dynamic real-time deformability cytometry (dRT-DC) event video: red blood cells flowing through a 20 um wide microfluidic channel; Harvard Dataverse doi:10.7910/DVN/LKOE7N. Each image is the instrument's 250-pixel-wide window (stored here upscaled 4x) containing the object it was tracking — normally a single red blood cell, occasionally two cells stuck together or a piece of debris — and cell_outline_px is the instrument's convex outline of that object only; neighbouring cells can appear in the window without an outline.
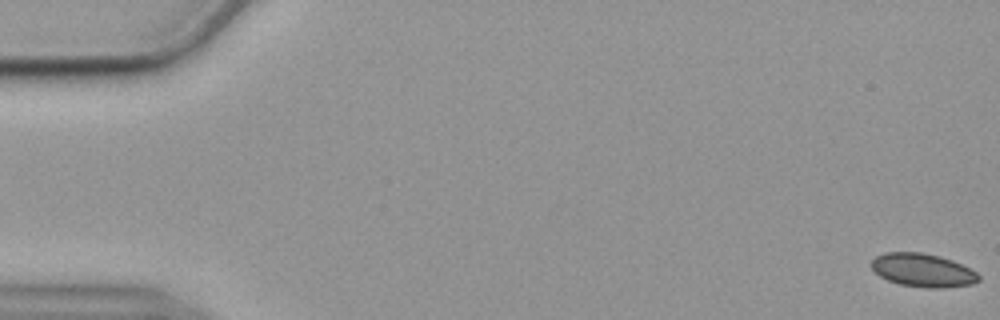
{"species": "common noctule bat (a hibernating species)", "species_latin": "Nyctalus noctula", "temperature_condition": "cold", "stored_images_in_passage": 58, "camera_frame_rate_fps": 3000, "um_per_image_px": 0.085, "animal": {"sex": "female", "body_mass_g": 19.9}, "frame": {"image": 1, "passage_image": 1, "time_ms": 0.0, "image_size_px": [1000, 320], "cell_outline_px": [[980, 280], [972, 284], [944, 288], [928, 288], [900, 284], [888, 280], [880, 276], [868, 264], [876, 256], [884, 252], [920, 252], [940, 256], [952, 260], [976, 272], [980, 276]], "centroid_in_image_um": [78.42, 22.96], "position_along_channel_um": 6.6, "area_um2": 20.87}}
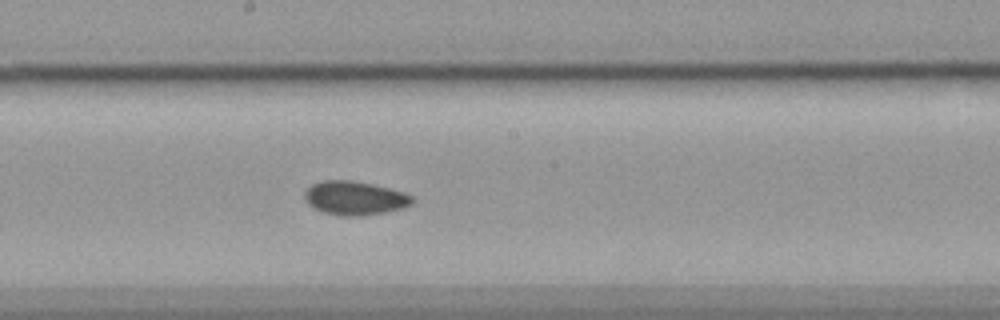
{"frame": {"image": 2, "passage_image": 31, "time_ms": 10.0, "image_size_px": [1000, 320], "cell_outline_px": [[412, 204], [404, 208], [384, 212], [360, 216], [340, 216], [324, 212], [308, 204], [304, 200], [304, 192], [312, 184], [320, 180], [352, 180], [372, 184], [404, 192], [412, 196]], "centroid_in_image_um": [30.13, 16.83], "position_along_channel_um": 218.1, "area_um2": 21.21}}
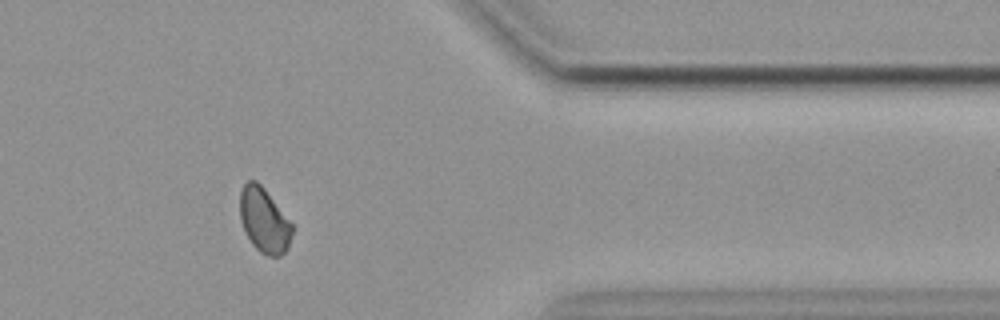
{"frame": {"image": 3, "passage_image": 47, "time_ms": 15.333, "image_size_px": [1000, 320], "cell_outline_px": [[292, 232], [288, 248], [280, 256], [268, 256], [260, 252], [252, 244], [240, 220], [240, 192], [244, 184], [248, 180], [256, 180], [264, 188], [292, 224]], "centroid_in_image_um": [22.44, 18.73], "position_along_channel_um": 389.0, "area_um2": 19.42}, "authors_computed_cell_mechanics": {"area_um2": 20.519, "velocity_mm_per_s": 3.5605, "shape_relaxation_time_tau1_ms": null, "shape_relaxation_time_tau2_ms": 3.104, "deformation_change_tau1": null, "deformation_change_tau2": 0.0623}}